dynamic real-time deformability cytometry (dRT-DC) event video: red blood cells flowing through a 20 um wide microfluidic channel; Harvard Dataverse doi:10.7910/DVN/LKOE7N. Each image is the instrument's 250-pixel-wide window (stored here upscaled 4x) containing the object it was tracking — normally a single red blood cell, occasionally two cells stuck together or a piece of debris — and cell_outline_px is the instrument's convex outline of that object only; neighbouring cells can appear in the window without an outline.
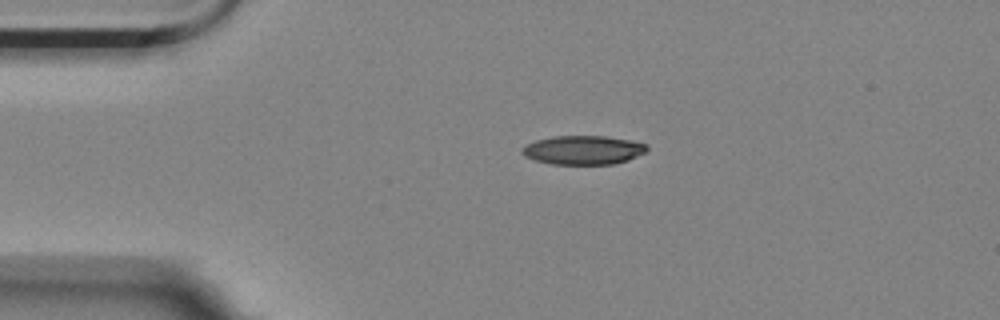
{"species": "Egyptian fruit bat (a non-hibernating species)", "species_latin": "Rousettus aegyptiacus", "temperature_condition": "room temperature", "stored_images_in_passage": 2, "camera_frame_rate_fps": 3000, "um_per_image_px": 0.085, "animal": {"sex": "female"}, "frame": {"image": 1, "passage_image": 1, "time_ms": 0.0, "image_size_px": [1000, 320], "cell_outline_px": [[648, 148], [644, 152], [628, 160], [612, 164], [552, 164], [536, 160], [524, 156], [520, 152], [520, 148], [536, 140], [552, 136], [604, 136], [632, 140], [648, 144]], "centroid_in_image_um": [49.56, 12.74], "position_along_channel_um": 35.4, "area_um2": 21.04}}